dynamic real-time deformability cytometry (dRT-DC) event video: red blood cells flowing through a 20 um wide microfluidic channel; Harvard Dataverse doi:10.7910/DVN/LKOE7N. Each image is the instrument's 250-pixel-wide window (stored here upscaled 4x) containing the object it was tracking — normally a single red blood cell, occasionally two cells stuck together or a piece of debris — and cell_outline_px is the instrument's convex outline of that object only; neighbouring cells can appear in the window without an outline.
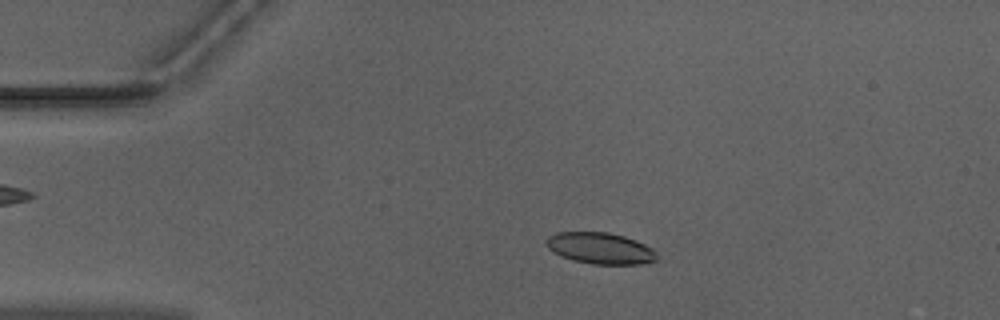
{"species": "Egyptian fruit bat (a non-hibernating species)", "species_latin": "Rousettus aegyptiacus", "temperature_condition": "warm", "stored_images_in_passage": 51, "camera_frame_rate_fps": 3000, "um_per_image_px": 0.085, "animal": {"sex": "male"}, "frame": {"image": 1, "passage_image": 10, "time_ms": 3.0, "image_size_px": [1000, 320], "cell_outline_px": [[656, 260], [640, 264], [592, 264], [572, 260], [560, 256], [552, 252], [548, 248], [544, 240], [548, 236], [556, 232], [608, 232], [624, 236], [636, 240], [652, 248], [656, 252]], "centroid_in_image_um": [50.98, 21.09], "position_along_channel_um": 34.0, "area_um2": 20.35}}
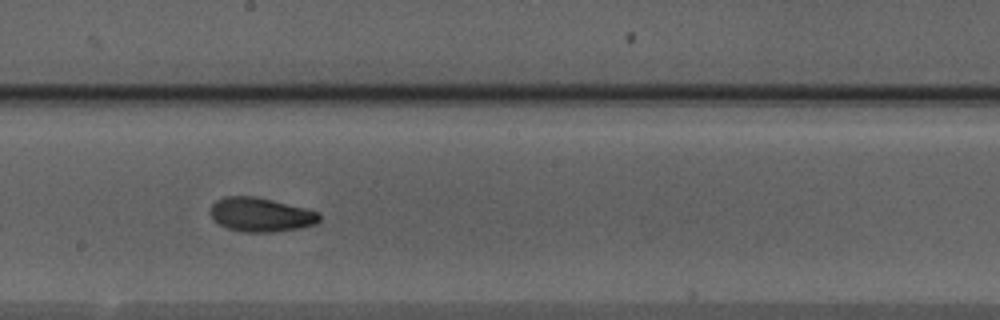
{"frame": {"image": 2, "passage_image": 28, "time_ms": 9.0, "image_size_px": [1000, 320], "cell_outline_px": [[320, 220], [316, 224], [300, 228], [268, 232], [244, 232], [228, 228], [220, 224], [208, 212], [212, 204], [216, 200], [224, 196], [256, 196], [320, 212]], "centroid_in_image_um": [22.16, 18.24], "position_along_channel_um": 226.0, "area_um2": 21.56}}
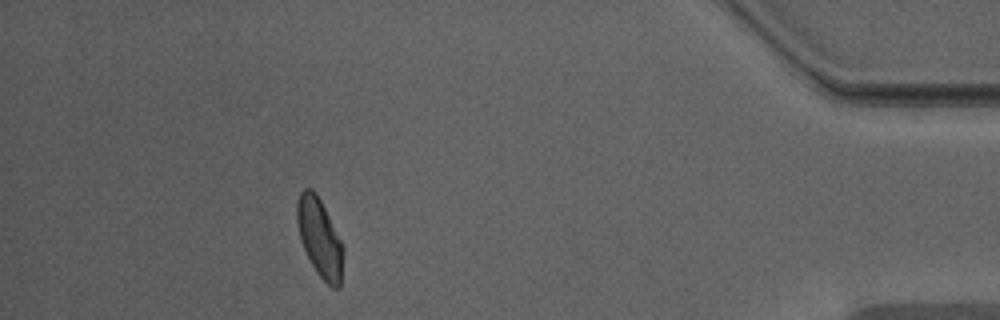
{"frame": {"image": 3, "passage_image": 46, "time_ms": 15.0, "image_size_px": [1000, 320], "cell_outline_px": [[344, 252], [340, 288], [332, 288], [316, 272], [304, 248], [300, 236], [296, 220], [296, 204], [300, 192], [304, 188], [312, 188], [316, 192], [344, 248]], "centroid_in_image_um": [27.17, 20.21], "position_along_channel_um": 408.0, "area_um2": 20.87}, "authors_computed_cell_mechanics": {"area_um2": 21.097, "velocity_mm_per_s": 3.9546, "shape_relaxation_time_tau1_ms": 3.3044, "shape_relaxation_time_tau2_ms": 1.9295, "deformation_change_tau1": 0.1296, "deformation_change_tau2": 0.0699}}